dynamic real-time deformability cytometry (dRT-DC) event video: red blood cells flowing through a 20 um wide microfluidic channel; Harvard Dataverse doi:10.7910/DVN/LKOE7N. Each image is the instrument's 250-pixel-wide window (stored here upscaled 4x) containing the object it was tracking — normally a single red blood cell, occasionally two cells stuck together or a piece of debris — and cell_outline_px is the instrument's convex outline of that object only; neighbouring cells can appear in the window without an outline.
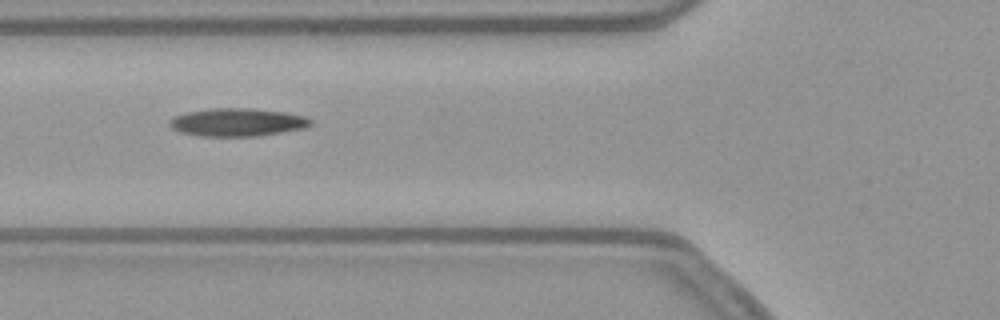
{"species": "common noctule bat (a hibernating species)", "species_latin": "Nyctalus noctula", "temperature_condition": "warm", "stored_images_in_passage": 12, "camera_frame_rate_fps": 3000, "um_per_image_px": 0.085, "animal": {"sex": "female", "body_mass_g": 21.9}, "frame": {"image": 1, "passage_image": 5, "time_ms": 1.333, "image_size_px": [1000, 320], "cell_outline_px": [[312, 124], [304, 128], [256, 136], [200, 136], [180, 132], [172, 128], [168, 124], [168, 120], [172, 116], [188, 112], [212, 108], [248, 108], [284, 112], [304, 116], [312, 120]], "centroid_in_image_um": [20.13, 10.39], "position_along_channel_um": 105.7, "area_um2": 22.95}}
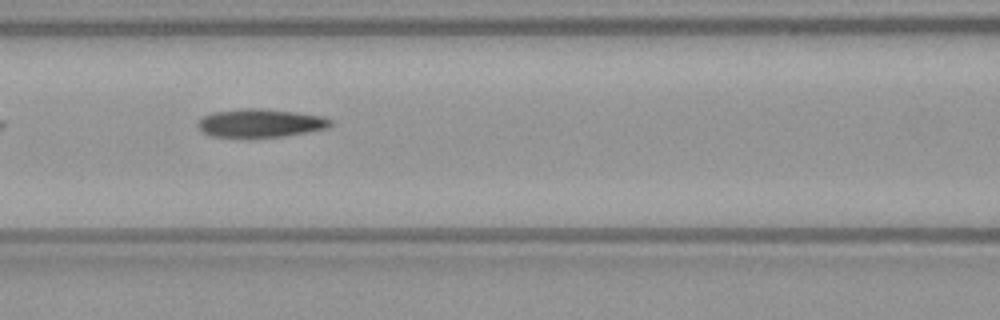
{"frame": {"image": 2, "passage_image": 8, "time_ms": 2.333, "image_size_px": [1000, 320], "cell_outline_px": [[332, 124], [328, 128], [284, 136], [244, 140], [212, 136], [204, 132], [196, 124], [204, 116], [212, 112], [240, 108], [260, 108], [296, 112], [320, 116], [332, 120]], "centroid_in_image_um": [22.09, 10.49], "position_along_channel_um": 144.5, "area_um2": 22.54}}